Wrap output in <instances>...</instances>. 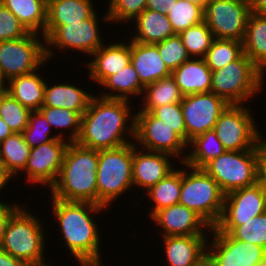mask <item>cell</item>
I'll return each instance as SVG.
<instances>
[{"label":"cell","instance_id":"cell-1","mask_svg":"<svg viewBox=\"0 0 266 266\" xmlns=\"http://www.w3.org/2000/svg\"><path fill=\"white\" fill-rule=\"evenodd\" d=\"M97 94L91 98L88 109L81 116L76 143L99 151L134 142L135 113L132 111L135 107L132 102L103 98Z\"/></svg>","mask_w":266,"mask_h":266},{"label":"cell","instance_id":"cell-2","mask_svg":"<svg viewBox=\"0 0 266 266\" xmlns=\"http://www.w3.org/2000/svg\"><path fill=\"white\" fill-rule=\"evenodd\" d=\"M49 197L52 212L50 214L60 227V236L65 248L72 254L71 257L78 261V265L104 264L101 259V228L94 217L108 208L91 202L64 201Z\"/></svg>","mask_w":266,"mask_h":266},{"label":"cell","instance_id":"cell-3","mask_svg":"<svg viewBox=\"0 0 266 266\" xmlns=\"http://www.w3.org/2000/svg\"><path fill=\"white\" fill-rule=\"evenodd\" d=\"M98 151L69 143L56 182L50 187V195L64 201L91 202L97 204L96 172Z\"/></svg>","mask_w":266,"mask_h":266},{"label":"cell","instance_id":"cell-4","mask_svg":"<svg viewBox=\"0 0 266 266\" xmlns=\"http://www.w3.org/2000/svg\"><path fill=\"white\" fill-rule=\"evenodd\" d=\"M27 204L24 202L11 216L0 245V250L25 264L46 259V250L44 249L46 236H48L45 234V231L48 230L45 227L48 224H44L43 220L41 222L40 217L34 215L33 211L31 213V208L26 209Z\"/></svg>","mask_w":266,"mask_h":266},{"label":"cell","instance_id":"cell-5","mask_svg":"<svg viewBox=\"0 0 266 266\" xmlns=\"http://www.w3.org/2000/svg\"><path fill=\"white\" fill-rule=\"evenodd\" d=\"M264 74L243 53L237 60L212 71L211 90L230 105L247 104L265 91ZM255 96V97H254ZM247 102V103H246Z\"/></svg>","mask_w":266,"mask_h":266},{"label":"cell","instance_id":"cell-6","mask_svg":"<svg viewBox=\"0 0 266 266\" xmlns=\"http://www.w3.org/2000/svg\"><path fill=\"white\" fill-rule=\"evenodd\" d=\"M132 163L133 142L98 151L97 205L110 209L119 197L132 190Z\"/></svg>","mask_w":266,"mask_h":266},{"label":"cell","instance_id":"cell-7","mask_svg":"<svg viewBox=\"0 0 266 266\" xmlns=\"http://www.w3.org/2000/svg\"><path fill=\"white\" fill-rule=\"evenodd\" d=\"M181 168L179 204L200 215L212 228L219 222L225 194L219 184L203 169L193 168L184 162Z\"/></svg>","mask_w":266,"mask_h":266},{"label":"cell","instance_id":"cell-8","mask_svg":"<svg viewBox=\"0 0 266 266\" xmlns=\"http://www.w3.org/2000/svg\"><path fill=\"white\" fill-rule=\"evenodd\" d=\"M99 18L96 12L91 18L80 22L68 25H46L44 38L48 63L55 57V50L62 52L64 50L66 53L70 49L72 53L77 51L83 56L87 54L91 56L102 47L106 41L98 25L102 24Z\"/></svg>","mask_w":266,"mask_h":266},{"label":"cell","instance_id":"cell-9","mask_svg":"<svg viewBox=\"0 0 266 266\" xmlns=\"http://www.w3.org/2000/svg\"><path fill=\"white\" fill-rule=\"evenodd\" d=\"M229 105L219 116L214 131L226 151H246L257 148L265 138L257 126L251 106Z\"/></svg>","mask_w":266,"mask_h":266},{"label":"cell","instance_id":"cell-10","mask_svg":"<svg viewBox=\"0 0 266 266\" xmlns=\"http://www.w3.org/2000/svg\"><path fill=\"white\" fill-rule=\"evenodd\" d=\"M45 38L36 33L9 41H0V75L7 83L16 76L44 68L47 63Z\"/></svg>","mask_w":266,"mask_h":266},{"label":"cell","instance_id":"cell-11","mask_svg":"<svg viewBox=\"0 0 266 266\" xmlns=\"http://www.w3.org/2000/svg\"><path fill=\"white\" fill-rule=\"evenodd\" d=\"M203 169L219 184L225 195L256 183L257 148L225 151Z\"/></svg>","mask_w":266,"mask_h":266},{"label":"cell","instance_id":"cell-12","mask_svg":"<svg viewBox=\"0 0 266 266\" xmlns=\"http://www.w3.org/2000/svg\"><path fill=\"white\" fill-rule=\"evenodd\" d=\"M134 143L145 150L170 154L180 160L177 164L184 162L187 156V143L151 112L136 111Z\"/></svg>","mask_w":266,"mask_h":266},{"label":"cell","instance_id":"cell-13","mask_svg":"<svg viewBox=\"0 0 266 266\" xmlns=\"http://www.w3.org/2000/svg\"><path fill=\"white\" fill-rule=\"evenodd\" d=\"M250 13L248 0H209L204 21L215 38L243 42Z\"/></svg>","mask_w":266,"mask_h":266},{"label":"cell","instance_id":"cell-14","mask_svg":"<svg viewBox=\"0 0 266 266\" xmlns=\"http://www.w3.org/2000/svg\"><path fill=\"white\" fill-rule=\"evenodd\" d=\"M266 256L262 246L234 239L230 234L211 229L207 257L213 266H256Z\"/></svg>","mask_w":266,"mask_h":266},{"label":"cell","instance_id":"cell-15","mask_svg":"<svg viewBox=\"0 0 266 266\" xmlns=\"http://www.w3.org/2000/svg\"><path fill=\"white\" fill-rule=\"evenodd\" d=\"M266 212V194L255 183L225 195L221 218L215 228L229 234L236 226Z\"/></svg>","mask_w":266,"mask_h":266},{"label":"cell","instance_id":"cell-16","mask_svg":"<svg viewBox=\"0 0 266 266\" xmlns=\"http://www.w3.org/2000/svg\"><path fill=\"white\" fill-rule=\"evenodd\" d=\"M68 145L66 140L53 139L31 148L25 169L20 173L25 176V183L50 189L60 173Z\"/></svg>","mask_w":266,"mask_h":266},{"label":"cell","instance_id":"cell-17","mask_svg":"<svg viewBox=\"0 0 266 266\" xmlns=\"http://www.w3.org/2000/svg\"><path fill=\"white\" fill-rule=\"evenodd\" d=\"M229 105L213 92L183 96L181 108L186 127V143L197 135L213 130L219 116Z\"/></svg>","mask_w":266,"mask_h":266},{"label":"cell","instance_id":"cell-18","mask_svg":"<svg viewBox=\"0 0 266 266\" xmlns=\"http://www.w3.org/2000/svg\"><path fill=\"white\" fill-rule=\"evenodd\" d=\"M150 221L159 226V236H209L212 227L195 211L175 204L157 211ZM209 233V234H208Z\"/></svg>","mask_w":266,"mask_h":266},{"label":"cell","instance_id":"cell-19","mask_svg":"<svg viewBox=\"0 0 266 266\" xmlns=\"http://www.w3.org/2000/svg\"><path fill=\"white\" fill-rule=\"evenodd\" d=\"M173 158L167 153L142 149L133 142L132 181L135 191L137 187L147 191L172 172L176 166Z\"/></svg>","mask_w":266,"mask_h":266},{"label":"cell","instance_id":"cell-20","mask_svg":"<svg viewBox=\"0 0 266 266\" xmlns=\"http://www.w3.org/2000/svg\"><path fill=\"white\" fill-rule=\"evenodd\" d=\"M129 42L127 43V40ZM107 42L86 61L88 79L100 86L109 76L119 72L131 62V40ZM125 42V43H124ZM99 84V85H98Z\"/></svg>","mask_w":266,"mask_h":266},{"label":"cell","instance_id":"cell-21","mask_svg":"<svg viewBox=\"0 0 266 266\" xmlns=\"http://www.w3.org/2000/svg\"><path fill=\"white\" fill-rule=\"evenodd\" d=\"M209 236H166L161 241L167 266H195L207 256Z\"/></svg>","mask_w":266,"mask_h":266},{"label":"cell","instance_id":"cell-22","mask_svg":"<svg viewBox=\"0 0 266 266\" xmlns=\"http://www.w3.org/2000/svg\"><path fill=\"white\" fill-rule=\"evenodd\" d=\"M131 64L144 86L171 76V72L160 57L157 44L131 40Z\"/></svg>","mask_w":266,"mask_h":266},{"label":"cell","instance_id":"cell-23","mask_svg":"<svg viewBox=\"0 0 266 266\" xmlns=\"http://www.w3.org/2000/svg\"><path fill=\"white\" fill-rule=\"evenodd\" d=\"M48 84L46 81L42 106L66 108L77 112L80 116L88 109L91 98L96 94L69 81Z\"/></svg>","mask_w":266,"mask_h":266},{"label":"cell","instance_id":"cell-24","mask_svg":"<svg viewBox=\"0 0 266 266\" xmlns=\"http://www.w3.org/2000/svg\"><path fill=\"white\" fill-rule=\"evenodd\" d=\"M171 76L183 96L211 90L212 71L203 58H190L175 69Z\"/></svg>","mask_w":266,"mask_h":266},{"label":"cell","instance_id":"cell-25","mask_svg":"<svg viewBox=\"0 0 266 266\" xmlns=\"http://www.w3.org/2000/svg\"><path fill=\"white\" fill-rule=\"evenodd\" d=\"M131 24L135 31L128 38L139 43L157 44L176 35L167 15L148 9L137 16Z\"/></svg>","mask_w":266,"mask_h":266},{"label":"cell","instance_id":"cell-26","mask_svg":"<svg viewBox=\"0 0 266 266\" xmlns=\"http://www.w3.org/2000/svg\"><path fill=\"white\" fill-rule=\"evenodd\" d=\"M36 71L16 76L7 83V92L23 106L31 111L39 110L43 105L44 91L46 79L43 75Z\"/></svg>","mask_w":266,"mask_h":266},{"label":"cell","instance_id":"cell-27","mask_svg":"<svg viewBox=\"0 0 266 266\" xmlns=\"http://www.w3.org/2000/svg\"><path fill=\"white\" fill-rule=\"evenodd\" d=\"M97 12L92 0H48L46 25H68L91 18Z\"/></svg>","mask_w":266,"mask_h":266},{"label":"cell","instance_id":"cell-28","mask_svg":"<svg viewBox=\"0 0 266 266\" xmlns=\"http://www.w3.org/2000/svg\"><path fill=\"white\" fill-rule=\"evenodd\" d=\"M101 87H103V90H106L100 91L98 96L128 101H134V98L142 97L145 88L140 82L138 74L131 62L119 72L109 76L101 84ZM132 96H134V98H132Z\"/></svg>","mask_w":266,"mask_h":266},{"label":"cell","instance_id":"cell-29","mask_svg":"<svg viewBox=\"0 0 266 266\" xmlns=\"http://www.w3.org/2000/svg\"><path fill=\"white\" fill-rule=\"evenodd\" d=\"M243 52L266 75V14L250 13L243 40Z\"/></svg>","mask_w":266,"mask_h":266},{"label":"cell","instance_id":"cell-30","mask_svg":"<svg viewBox=\"0 0 266 266\" xmlns=\"http://www.w3.org/2000/svg\"><path fill=\"white\" fill-rule=\"evenodd\" d=\"M29 33L44 36L47 22L46 0H0Z\"/></svg>","mask_w":266,"mask_h":266},{"label":"cell","instance_id":"cell-31","mask_svg":"<svg viewBox=\"0 0 266 266\" xmlns=\"http://www.w3.org/2000/svg\"><path fill=\"white\" fill-rule=\"evenodd\" d=\"M165 178L156 185L145 191V196L149 198L148 202L151 208L148 212V218H151L157 211L179 203L181 192V168L176 167ZM152 200V201H151Z\"/></svg>","mask_w":266,"mask_h":266},{"label":"cell","instance_id":"cell-32","mask_svg":"<svg viewBox=\"0 0 266 266\" xmlns=\"http://www.w3.org/2000/svg\"><path fill=\"white\" fill-rule=\"evenodd\" d=\"M30 149L22 133H13L0 143L1 168L11 179L19 177L25 169Z\"/></svg>","mask_w":266,"mask_h":266},{"label":"cell","instance_id":"cell-33","mask_svg":"<svg viewBox=\"0 0 266 266\" xmlns=\"http://www.w3.org/2000/svg\"><path fill=\"white\" fill-rule=\"evenodd\" d=\"M187 147L189 148H187L184 163L193 168H203L212 159L226 151L214 130L195 136L189 141Z\"/></svg>","mask_w":266,"mask_h":266},{"label":"cell","instance_id":"cell-34","mask_svg":"<svg viewBox=\"0 0 266 266\" xmlns=\"http://www.w3.org/2000/svg\"><path fill=\"white\" fill-rule=\"evenodd\" d=\"M140 99L138 111L152 112L157 107L181 102L183 95L175 79L169 76L146 85Z\"/></svg>","mask_w":266,"mask_h":266},{"label":"cell","instance_id":"cell-35","mask_svg":"<svg viewBox=\"0 0 266 266\" xmlns=\"http://www.w3.org/2000/svg\"><path fill=\"white\" fill-rule=\"evenodd\" d=\"M39 111L49 122L53 129L52 132L56 130L59 132L55 133L58 138L66 140L69 143L76 142L80 134L81 125V116L77 112L67 110L66 108H54L50 106H42ZM65 131H67L66 134L64 133Z\"/></svg>","mask_w":266,"mask_h":266},{"label":"cell","instance_id":"cell-36","mask_svg":"<svg viewBox=\"0 0 266 266\" xmlns=\"http://www.w3.org/2000/svg\"><path fill=\"white\" fill-rule=\"evenodd\" d=\"M243 53V42L215 38L203 59L211 71H216L237 60Z\"/></svg>","mask_w":266,"mask_h":266},{"label":"cell","instance_id":"cell-37","mask_svg":"<svg viewBox=\"0 0 266 266\" xmlns=\"http://www.w3.org/2000/svg\"><path fill=\"white\" fill-rule=\"evenodd\" d=\"M175 34L204 21V8L187 0H177L167 14Z\"/></svg>","mask_w":266,"mask_h":266},{"label":"cell","instance_id":"cell-38","mask_svg":"<svg viewBox=\"0 0 266 266\" xmlns=\"http://www.w3.org/2000/svg\"><path fill=\"white\" fill-rule=\"evenodd\" d=\"M190 58H204L215 37L205 21L179 34Z\"/></svg>","mask_w":266,"mask_h":266},{"label":"cell","instance_id":"cell-39","mask_svg":"<svg viewBox=\"0 0 266 266\" xmlns=\"http://www.w3.org/2000/svg\"><path fill=\"white\" fill-rule=\"evenodd\" d=\"M147 0H109L106 13L101 17L103 24H130L146 9Z\"/></svg>","mask_w":266,"mask_h":266},{"label":"cell","instance_id":"cell-40","mask_svg":"<svg viewBox=\"0 0 266 266\" xmlns=\"http://www.w3.org/2000/svg\"><path fill=\"white\" fill-rule=\"evenodd\" d=\"M31 110L14 99L8 92L0 102V118L13 130L22 133L27 127Z\"/></svg>","mask_w":266,"mask_h":266},{"label":"cell","instance_id":"cell-41","mask_svg":"<svg viewBox=\"0 0 266 266\" xmlns=\"http://www.w3.org/2000/svg\"><path fill=\"white\" fill-rule=\"evenodd\" d=\"M51 130L53 129L47 119L39 110H36L31 112L28 125L22 135L30 148H34L53 139H60L57 135H52Z\"/></svg>","mask_w":266,"mask_h":266},{"label":"cell","instance_id":"cell-42","mask_svg":"<svg viewBox=\"0 0 266 266\" xmlns=\"http://www.w3.org/2000/svg\"><path fill=\"white\" fill-rule=\"evenodd\" d=\"M229 234L236 240L266 249V212L236 226Z\"/></svg>","mask_w":266,"mask_h":266},{"label":"cell","instance_id":"cell-43","mask_svg":"<svg viewBox=\"0 0 266 266\" xmlns=\"http://www.w3.org/2000/svg\"><path fill=\"white\" fill-rule=\"evenodd\" d=\"M157 48L161 59L171 73L190 59L182 39L178 34L157 43Z\"/></svg>","mask_w":266,"mask_h":266},{"label":"cell","instance_id":"cell-44","mask_svg":"<svg viewBox=\"0 0 266 266\" xmlns=\"http://www.w3.org/2000/svg\"><path fill=\"white\" fill-rule=\"evenodd\" d=\"M156 118L164 121L186 142V127L181 102L166 104L151 112Z\"/></svg>","mask_w":266,"mask_h":266},{"label":"cell","instance_id":"cell-45","mask_svg":"<svg viewBox=\"0 0 266 266\" xmlns=\"http://www.w3.org/2000/svg\"><path fill=\"white\" fill-rule=\"evenodd\" d=\"M28 34L19 19L0 2V41L16 40Z\"/></svg>","mask_w":266,"mask_h":266},{"label":"cell","instance_id":"cell-46","mask_svg":"<svg viewBox=\"0 0 266 266\" xmlns=\"http://www.w3.org/2000/svg\"><path fill=\"white\" fill-rule=\"evenodd\" d=\"M0 199V245L6 231L7 224L11 216L23 205L19 202H3Z\"/></svg>","mask_w":266,"mask_h":266},{"label":"cell","instance_id":"cell-47","mask_svg":"<svg viewBox=\"0 0 266 266\" xmlns=\"http://www.w3.org/2000/svg\"><path fill=\"white\" fill-rule=\"evenodd\" d=\"M177 0H147L146 9L167 15Z\"/></svg>","mask_w":266,"mask_h":266},{"label":"cell","instance_id":"cell-48","mask_svg":"<svg viewBox=\"0 0 266 266\" xmlns=\"http://www.w3.org/2000/svg\"><path fill=\"white\" fill-rule=\"evenodd\" d=\"M0 266H25V263L0 250Z\"/></svg>","mask_w":266,"mask_h":266},{"label":"cell","instance_id":"cell-49","mask_svg":"<svg viewBox=\"0 0 266 266\" xmlns=\"http://www.w3.org/2000/svg\"><path fill=\"white\" fill-rule=\"evenodd\" d=\"M251 12L266 14V0H248Z\"/></svg>","mask_w":266,"mask_h":266},{"label":"cell","instance_id":"cell-50","mask_svg":"<svg viewBox=\"0 0 266 266\" xmlns=\"http://www.w3.org/2000/svg\"><path fill=\"white\" fill-rule=\"evenodd\" d=\"M13 133V130L0 118V143Z\"/></svg>","mask_w":266,"mask_h":266},{"label":"cell","instance_id":"cell-51","mask_svg":"<svg viewBox=\"0 0 266 266\" xmlns=\"http://www.w3.org/2000/svg\"><path fill=\"white\" fill-rule=\"evenodd\" d=\"M10 180H12V179L0 167V195L3 194L1 192L5 191V188L7 187L8 183L10 182Z\"/></svg>","mask_w":266,"mask_h":266},{"label":"cell","instance_id":"cell-52","mask_svg":"<svg viewBox=\"0 0 266 266\" xmlns=\"http://www.w3.org/2000/svg\"><path fill=\"white\" fill-rule=\"evenodd\" d=\"M46 259L42 261L32 262V263H26L25 266H55L51 265V263H46Z\"/></svg>","mask_w":266,"mask_h":266},{"label":"cell","instance_id":"cell-53","mask_svg":"<svg viewBox=\"0 0 266 266\" xmlns=\"http://www.w3.org/2000/svg\"><path fill=\"white\" fill-rule=\"evenodd\" d=\"M195 266H213L211 260L206 256L203 260H201Z\"/></svg>","mask_w":266,"mask_h":266},{"label":"cell","instance_id":"cell-54","mask_svg":"<svg viewBox=\"0 0 266 266\" xmlns=\"http://www.w3.org/2000/svg\"><path fill=\"white\" fill-rule=\"evenodd\" d=\"M187 1L200 5L205 9L206 4L208 3L209 0H187Z\"/></svg>","mask_w":266,"mask_h":266},{"label":"cell","instance_id":"cell-55","mask_svg":"<svg viewBox=\"0 0 266 266\" xmlns=\"http://www.w3.org/2000/svg\"><path fill=\"white\" fill-rule=\"evenodd\" d=\"M6 93H7V88H0V102Z\"/></svg>","mask_w":266,"mask_h":266},{"label":"cell","instance_id":"cell-56","mask_svg":"<svg viewBox=\"0 0 266 266\" xmlns=\"http://www.w3.org/2000/svg\"><path fill=\"white\" fill-rule=\"evenodd\" d=\"M0 88H7L6 82L2 79L1 75H0Z\"/></svg>","mask_w":266,"mask_h":266},{"label":"cell","instance_id":"cell-57","mask_svg":"<svg viewBox=\"0 0 266 266\" xmlns=\"http://www.w3.org/2000/svg\"><path fill=\"white\" fill-rule=\"evenodd\" d=\"M256 266H266V256Z\"/></svg>","mask_w":266,"mask_h":266},{"label":"cell","instance_id":"cell-58","mask_svg":"<svg viewBox=\"0 0 266 266\" xmlns=\"http://www.w3.org/2000/svg\"><path fill=\"white\" fill-rule=\"evenodd\" d=\"M105 264L79 265V266H104Z\"/></svg>","mask_w":266,"mask_h":266}]
</instances>
